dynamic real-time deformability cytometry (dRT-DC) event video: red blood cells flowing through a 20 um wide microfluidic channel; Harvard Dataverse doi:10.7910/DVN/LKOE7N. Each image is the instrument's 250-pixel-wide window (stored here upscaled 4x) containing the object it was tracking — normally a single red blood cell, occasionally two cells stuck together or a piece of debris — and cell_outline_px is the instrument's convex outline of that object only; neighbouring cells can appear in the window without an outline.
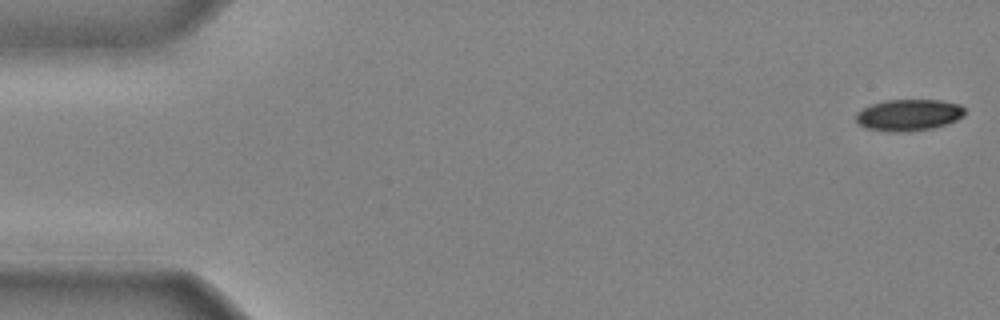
{"species": "common noctule bat (a hibernating species)", "species_latin": "Nyctalus noctula", "temperature_condition": "cold", "stored_images_in_passage": 41, "camera_frame_rate_fps": 3000, "um_per_image_px": 0.085, "animal": {"sex": "male", "body_mass_g": 20.4}, "frame": {"image": 1, "passage_image": 1, "time_ms": 0.0, "image_size_px": [1000, 320], "cell_outline_px": [[964, 116], [948, 124], [932, 128], [908, 132], [888, 132], [864, 128], [856, 120], [856, 112], [872, 104], [884, 100], [940, 100], [960, 104], [964, 108]], "centroid_in_image_um": [77.24, 9.78], "position_along_channel_um": 7.8, "area_um2": 20.17}}
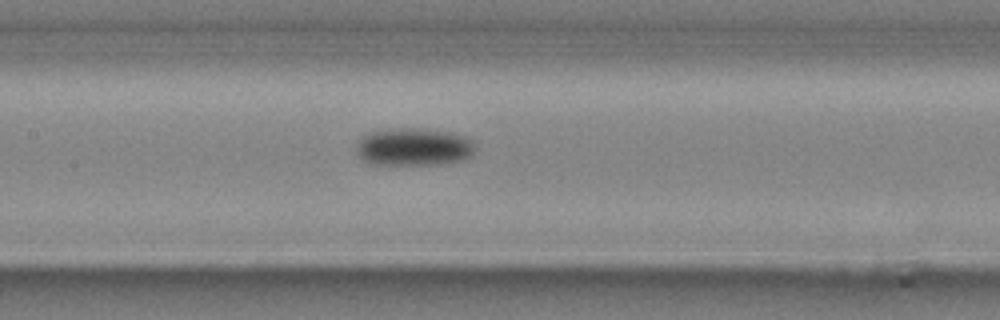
{"frame": {"image": 2, "passage_image": 21, "time_ms": 6.667, "image_size_px": [1000, 320], "cell_outline_px": [[476, 152], [472, 156], [464, 160], [440, 164], [376, 164], [364, 160], [360, 156], [360, 140], [364, 136], [372, 132], [388, 128], [420, 128], [452, 132], [468, 136], [472, 140], [476, 148]], "centroid_in_image_um": [35.31, 12.47], "position_along_channel_um": 172.1, "area_um2": 26.07}}
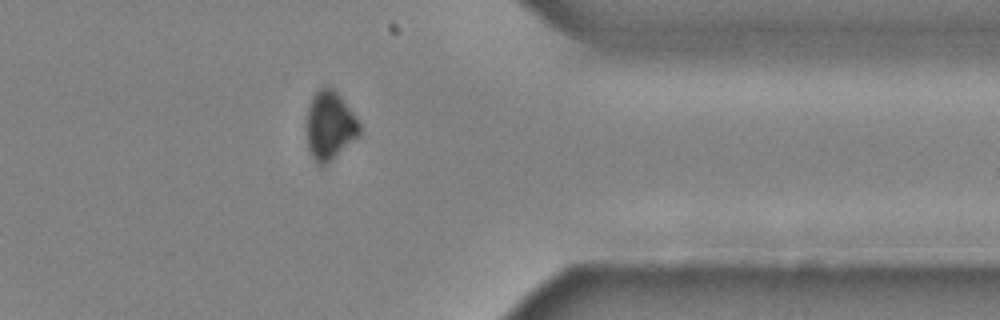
{"frame": {"image": 3, "passage_image": 36, "time_ms": 11.667, "image_size_px": [1000, 320], "cell_outline_px": [[360, 136], [324, 168], [316, 164], [308, 148], [308, 108], [312, 96], [320, 88], [332, 88], [340, 96], [356, 116], [360, 124]], "centroid_in_image_um": [28.06, 10.74], "position_along_channel_um": 383.3, "area_um2": 21.21}}